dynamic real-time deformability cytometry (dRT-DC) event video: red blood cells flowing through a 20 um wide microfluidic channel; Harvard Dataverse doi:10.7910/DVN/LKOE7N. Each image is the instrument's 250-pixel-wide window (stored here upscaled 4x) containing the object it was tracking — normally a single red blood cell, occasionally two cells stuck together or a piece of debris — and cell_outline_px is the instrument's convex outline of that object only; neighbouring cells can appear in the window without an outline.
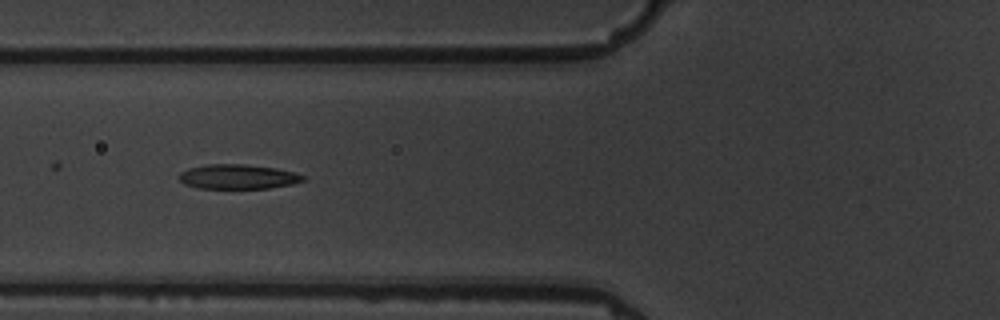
{"species": "common noctule bat (a hibernating species)", "species_latin": "Nyctalus noctula", "temperature_condition": "warm", "stored_images_in_passage": 6, "camera_frame_rate_fps": 3000, "um_per_image_px": 0.085, "animal": {"sex": "male", "body_mass_g": 19.5, "forearm_length_mm": 54.6}, "frame": {"image": 1, "passage_image": 4, "time_ms": 3.333, "image_size_px": [1000, 320], "cell_outline_px": [[304, 180], [292, 184], [268, 188], [200, 188], [184, 184], [180, 180], [180, 172], [188, 168], [204, 164], [244, 164], [276, 168], [292, 172], [304, 176]], "centroid_in_image_um": [20.19, 15.01], "position_along_channel_um": 105.6, "area_um2": 17.63}}
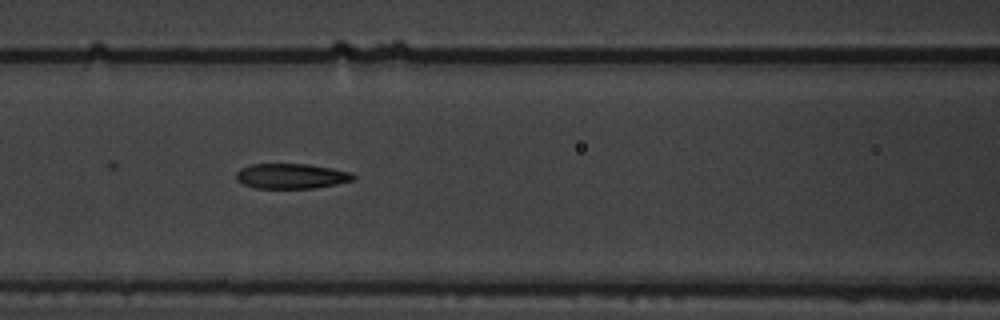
{"frame": {"image": 2, "passage_image": 5, "time_ms": 4.333, "image_size_px": [1000, 320], "cell_outline_px": [[356, 176], [352, 180], [336, 184], [312, 188], [252, 188], [236, 180], [236, 172], [240, 168], [248, 164], [308, 164], [332, 168], [352, 172]], "centroid_in_image_um": [24.73, 14.96], "position_along_channel_um": 141.9, "area_um2": 17.22}}
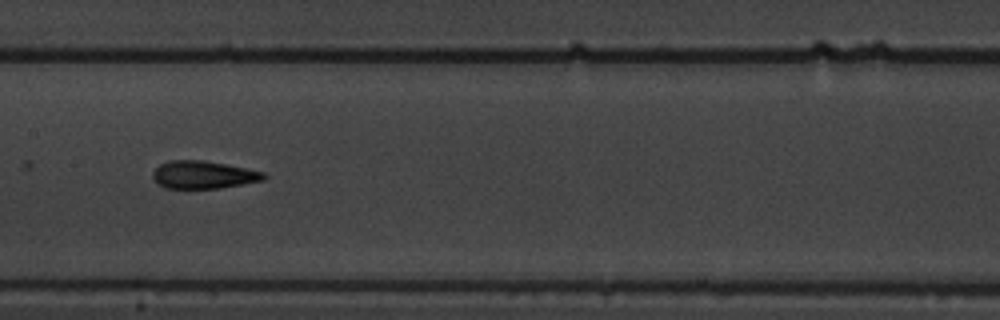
{"frame": {"image": 3, "passage_image": 6, "time_ms": 5.667, "image_size_px": [1000, 320], "cell_outline_px": [[268, 176], [264, 180], [220, 188], [164, 188], [152, 176], [152, 172], [160, 164], [168, 160], [204, 160], [264, 172]], "centroid_in_image_um": [17.28, 14.85], "position_along_channel_um": 190.1, "area_um2": 17.8}}